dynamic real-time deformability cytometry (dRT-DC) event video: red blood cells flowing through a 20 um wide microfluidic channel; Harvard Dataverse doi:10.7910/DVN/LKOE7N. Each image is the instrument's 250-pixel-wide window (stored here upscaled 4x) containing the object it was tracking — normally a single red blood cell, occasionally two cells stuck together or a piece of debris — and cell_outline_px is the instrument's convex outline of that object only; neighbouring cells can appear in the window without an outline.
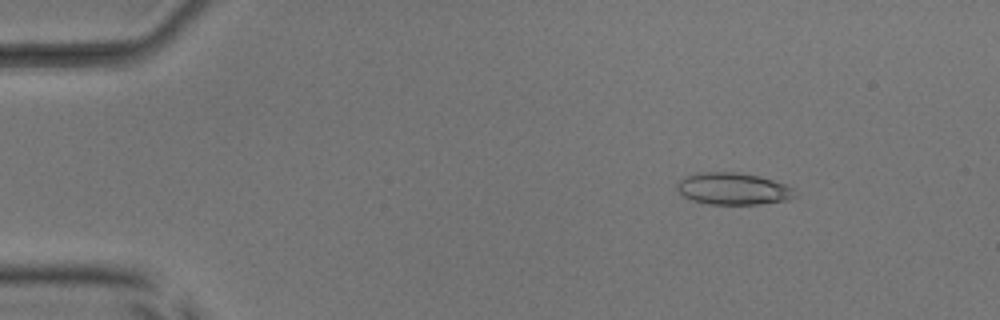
{"species": "common noctule bat (a hibernating species)", "species_latin": "Nyctalus noctula", "temperature_condition": "room temperature", "stored_images_in_passage": 18, "camera_frame_rate_fps": 3000, "um_per_image_px": 0.085, "animal": {"sex": "male", "body_mass_g": 17.9, "forearm_length_mm": 54.2}, "frame": {"image": 1, "passage_image": 8, "time_ms": 2.333, "image_size_px": [1000, 320], "cell_outline_px": [[800, 192], [796, 196], [788, 200], [760, 204], [708, 204], [692, 200], [684, 196], [676, 188], [676, 184], [684, 176], [700, 172], [736, 172], [756, 176], [772, 180], [796, 188]], "centroid_in_image_um": [62.35, 16.05], "position_along_channel_um": 22.6, "area_um2": 22.08}}